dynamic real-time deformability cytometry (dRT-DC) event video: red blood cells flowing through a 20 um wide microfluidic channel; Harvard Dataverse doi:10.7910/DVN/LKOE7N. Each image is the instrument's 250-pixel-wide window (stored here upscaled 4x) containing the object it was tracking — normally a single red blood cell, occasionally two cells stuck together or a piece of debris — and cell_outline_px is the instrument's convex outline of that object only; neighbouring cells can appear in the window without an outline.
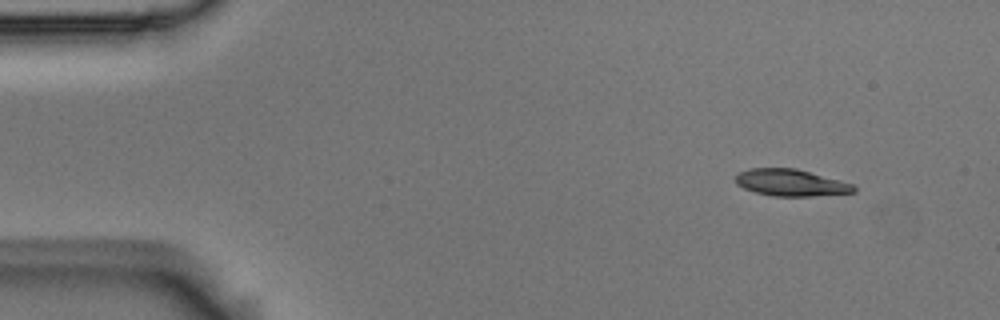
{"species": "Egyptian fruit bat (a non-hibernating species)", "species_latin": "Rousettus aegyptiacus", "temperature_condition": "room temperature", "stored_images_in_passage": 4, "camera_frame_rate_fps": 3000, "um_per_image_px": 0.085, "animal": {"sex": "male"}, "frame": {"image": 1, "passage_image": 1, "time_ms": 0.0, "image_size_px": [1000, 320], "cell_outline_px": [[856, 192], [812, 196], [772, 196], [756, 192], [744, 188], [736, 184], [736, 176], [740, 172], [748, 168], [796, 168], [852, 184], [856, 188]], "centroid_in_image_um": [67.2, 15.53], "position_along_channel_um": 17.8, "area_um2": 18.26}}
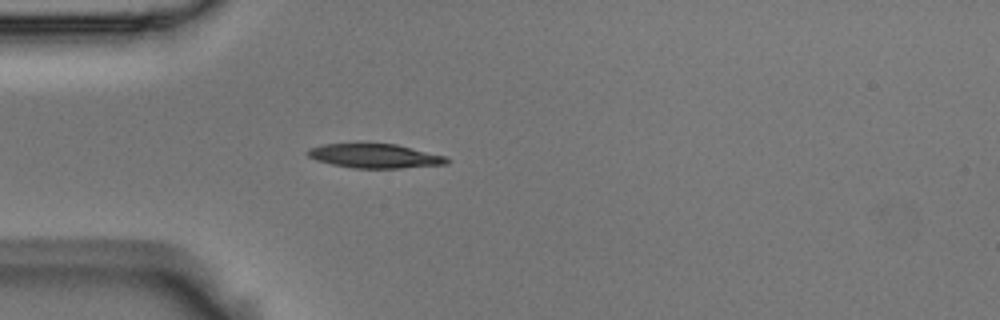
{"frame": {"image": 2, "passage_image": 4, "time_ms": 1.0, "image_size_px": [1000, 320], "cell_outline_px": [[448, 164], [400, 168], [352, 168], [332, 164], [316, 160], [308, 156], [308, 148], [324, 144], [396, 144], [448, 156]], "centroid_in_image_um": [31.9, 13.26], "position_along_channel_um": 53.1, "area_um2": 19.54}}